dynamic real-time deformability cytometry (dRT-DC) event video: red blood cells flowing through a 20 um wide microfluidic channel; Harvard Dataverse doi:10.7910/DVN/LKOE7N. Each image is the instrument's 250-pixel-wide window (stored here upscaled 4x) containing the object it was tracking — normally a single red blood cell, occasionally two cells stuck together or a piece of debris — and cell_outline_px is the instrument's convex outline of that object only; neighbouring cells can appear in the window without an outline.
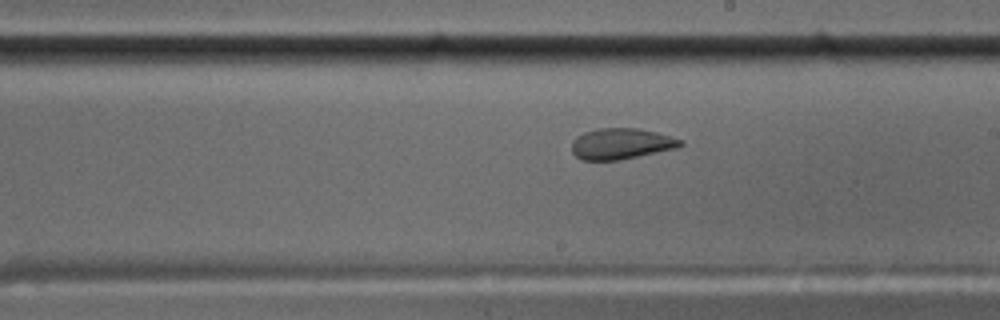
{"species": "common noctule bat (a hibernating species)", "species_latin": "Nyctalus noctula", "temperature_condition": "cold", "stored_images_in_passage": 57, "camera_frame_rate_fps": 3000, "um_per_image_px": 0.085, "animal": {"sex": "male", "body_mass_g": 17.5, "forearm_length_mm": 52.3}, "frame": {"image": 1, "passage_image": 33, "time_ms": 10.667, "image_size_px": [1000, 320], "cell_outline_px": [[684, 144], [676, 148], [620, 160], [580, 160], [572, 152], [572, 140], [576, 136], [584, 132], [596, 128], [640, 128], [656, 132], [684, 140]], "centroid_in_image_um": [52.78, 12.21], "position_along_channel_um": 236.2, "area_um2": 19.77}}
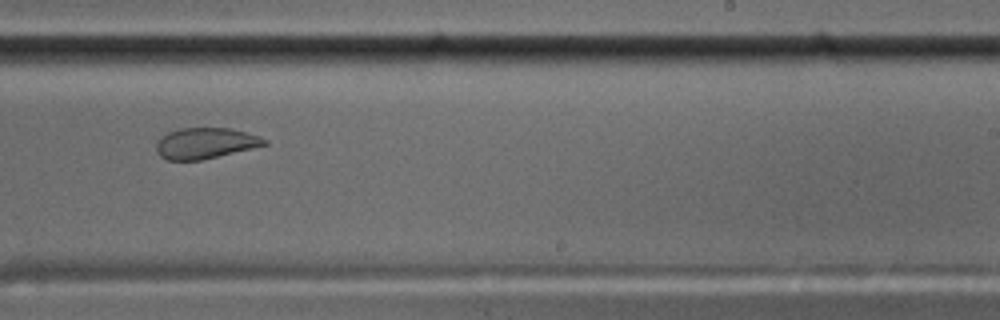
{"frame": {"image": 2, "passage_image": 36, "time_ms": 11.667, "image_size_px": [1000, 320], "cell_outline_px": [[268, 144], [252, 148], [200, 160], [168, 160], [160, 156], [156, 152], [156, 144], [168, 132], [180, 128], [232, 128], [260, 136], [268, 140]], "centroid_in_image_um": [17.47, 12.17], "position_along_channel_um": 271.5, "area_um2": 19.31}}
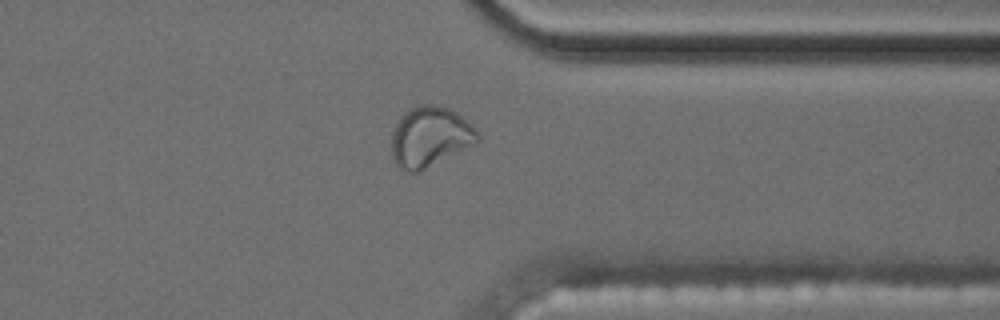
{"frame": {"image": 3, "passage_image": 45, "time_ms": 14.667, "image_size_px": [1000, 320], "cell_outline_px": [[480, 140], [476, 144], [416, 172], [408, 172], [400, 168], [392, 160], [392, 132], [400, 116], [404, 112], [420, 104], [436, 104], [448, 108], [456, 112], [472, 124], [480, 136]], "centroid_in_image_um": [36.55, 11.61], "position_along_channel_um": 374.8, "area_um2": 30.17}, "authors_computed_cell_mechanics": {"area_um2": 20.7502, "velocity_mm_per_s": 3.526, "shape_relaxation_time_tau1_ms": null, "shape_relaxation_time_tau2_ms": 1.3821, "deformation_change_tau1": null, "deformation_change_tau2": 0.0748}}